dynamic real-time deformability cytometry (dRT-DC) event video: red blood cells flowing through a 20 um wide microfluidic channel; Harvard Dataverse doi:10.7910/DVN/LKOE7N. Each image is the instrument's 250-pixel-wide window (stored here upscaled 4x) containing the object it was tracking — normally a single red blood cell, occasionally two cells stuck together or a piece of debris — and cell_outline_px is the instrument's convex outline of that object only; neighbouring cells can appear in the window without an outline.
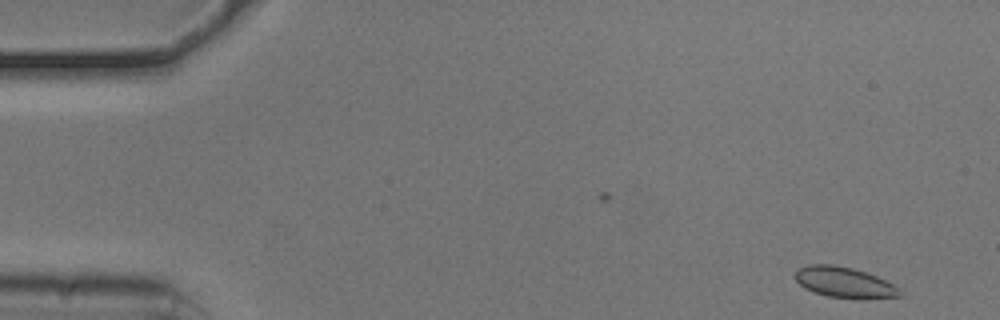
{"species": "common noctule bat (a hibernating species)", "species_latin": "Nyctalus noctula", "temperature_condition": "cold", "stored_images_in_passage": 44, "camera_frame_rate_fps": 3000, "um_per_image_px": 0.085, "animal": {"sex": "male", "body_mass_g": 20.5, "forearm_length_mm": 52.5}, "frame": {"image": 1, "passage_image": 1, "time_ms": 0.0, "image_size_px": [1000, 320], "cell_outline_px": [[900, 296], [860, 300], [828, 296], [804, 288], [792, 276], [796, 268], [808, 264], [832, 264], [852, 268], [876, 276], [900, 288]], "centroid_in_image_um": [71.72, 24.0], "position_along_channel_um": 13.3, "area_um2": 18.9}}
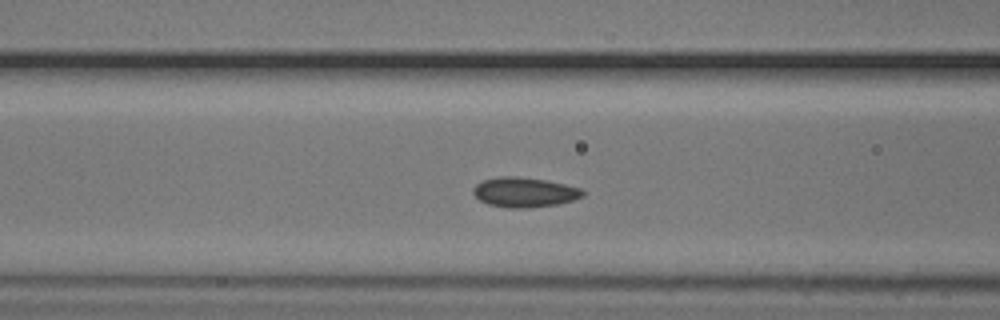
{"frame": {"image": 2, "passage_image": 19, "time_ms": 6.0, "image_size_px": [1000, 320], "cell_outline_px": [[584, 196], [572, 200], [556, 204], [528, 208], [508, 208], [488, 204], [480, 200], [472, 192], [472, 188], [476, 184], [484, 180], [496, 176], [516, 176], [544, 180], [564, 184], [580, 188], [584, 192]], "centroid_in_image_um": [44.54, 16.34], "position_along_channel_um": 122.1, "area_um2": 18.96}}
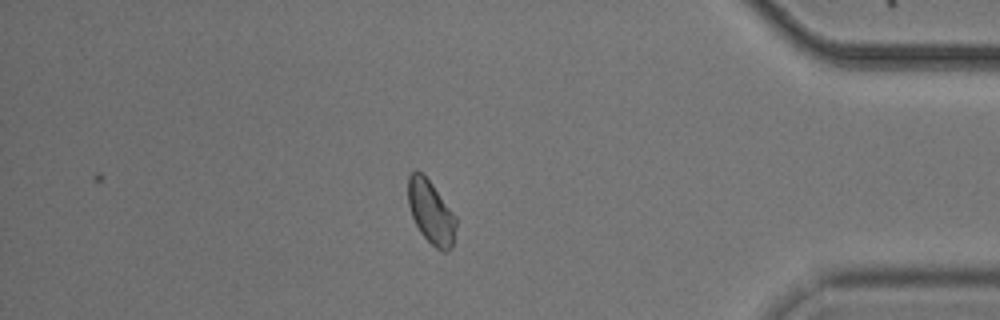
{"frame": {"image": 3, "passage_image": 44, "time_ms": 14.333, "image_size_px": [1000, 320], "cell_outline_px": [[456, 224], [452, 248], [444, 252], [436, 248], [420, 232], [412, 216], [408, 204], [408, 176], [412, 172], [420, 172], [432, 184], [456, 216]], "centroid_in_image_um": [36.63, 18.05], "position_along_channel_um": 398.6, "area_um2": 17.4}, "authors_computed_cell_mechanics": {"area_um2": 18.3515, "velocity_mm_per_s": 3.7352, "shape_relaxation_time_tau1_ms": null, "shape_relaxation_time_tau2_ms": 7.6537, "deformation_change_tau1": null, "deformation_change_tau2": 0.0758}}